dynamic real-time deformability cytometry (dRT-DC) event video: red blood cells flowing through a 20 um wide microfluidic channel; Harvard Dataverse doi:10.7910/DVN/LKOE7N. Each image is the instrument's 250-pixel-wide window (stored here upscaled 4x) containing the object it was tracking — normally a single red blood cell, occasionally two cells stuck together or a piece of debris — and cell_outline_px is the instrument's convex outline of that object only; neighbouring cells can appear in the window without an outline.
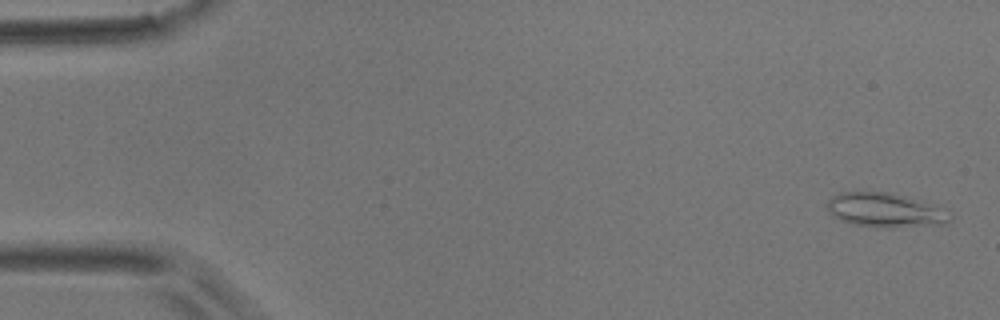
{"species": "common noctule bat (a hibernating species)", "species_latin": "Nyctalus noctula", "temperature_condition": "room temperature", "stored_images_in_passage": 54, "camera_frame_rate_fps": 3000, "um_per_image_px": 0.085, "animal": {"sex": "male", "body_mass_g": 17.9}, "frame": {"image": 1, "passage_image": 2, "time_ms": 0.333, "image_size_px": [1000, 320], "cell_outline_px": [[952, 220], [948, 224], [892, 228], [876, 228], [852, 224], [840, 220], [828, 212], [824, 204], [832, 196], [840, 192], [888, 192], [920, 200], [952, 216]], "centroid_in_image_um": [75.16, 17.89], "position_along_channel_um": 9.8, "area_um2": 24.62}}
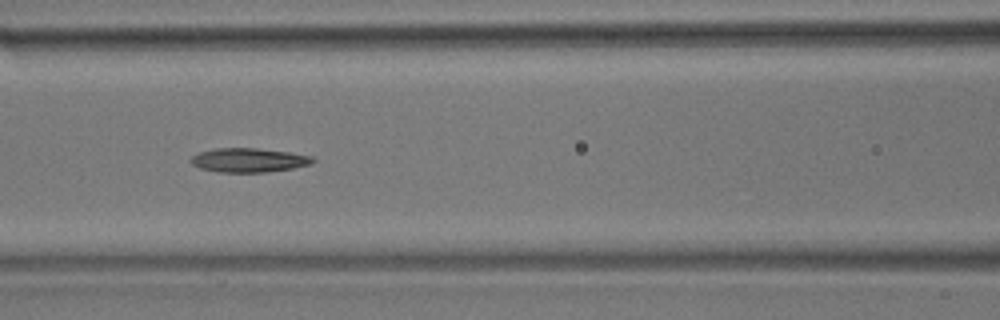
{"frame": {"image": 2, "passage_image": 23, "time_ms": 7.333, "image_size_px": [1000, 320], "cell_outline_px": [[316, 160], [312, 164], [292, 168], [268, 172], [216, 172], [200, 168], [192, 164], [188, 160], [192, 156], [200, 152], [216, 148], [256, 148], [288, 152], [312, 156]], "centroid_in_image_um": [21.13, 13.61], "position_along_channel_um": 145.5, "area_um2": 17.17}}
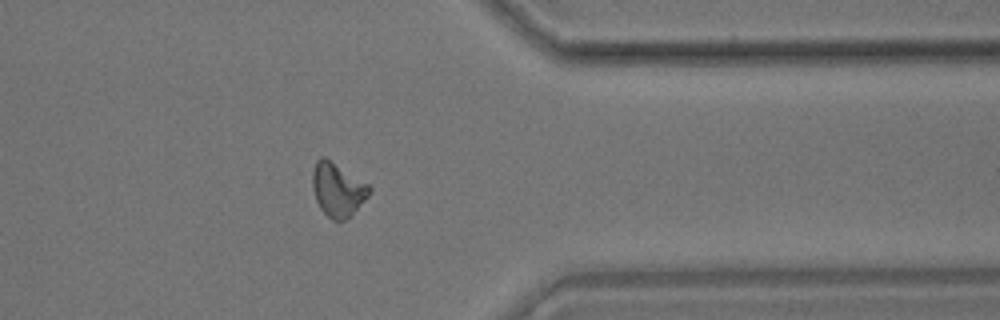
{"frame": {"image": 3, "passage_image": 43, "time_ms": 14.0, "image_size_px": [1000, 320], "cell_outline_px": [[372, 188], [368, 196], [352, 216], [344, 220], [332, 220], [320, 208], [316, 200], [312, 188], [312, 172], [316, 160], [320, 156], [324, 156], [368, 184]], "centroid_in_image_um": [28.69, 16.12], "position_along_channel_um": 382.7, "area_um2": 17.8}, "authors_computed_cell_mechanics": {"area_um2": 17.3978, "velocity_mm_per_s": 3.7224, "shape_relaxation_time_tau1_ms": 8.6747, "shape_relaxation_time_tau2_ms": 5.1328, "deformation_change_tau1": 0.1909, "deformation_change_tau2": 0.1232}}